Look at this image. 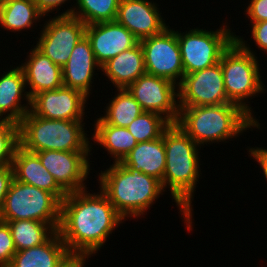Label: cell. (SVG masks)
<instances>
[{
    "mask_svg": "<svg viewBox=\"0 0 267 267\" xmlns=\"http://www.w3.org/2000/svg\"><path fill=\"white\" fill-rule=\"evenodd\" d=\"M86 189L68 193L61 201L58 232L72 256L91 257L124 220L106 195Z\"/></svg>",
    "mask_w": 267,
    "mask_h": 267,
    "instance_id": "cell-1",
    "label": "cell"
},
{
    "mask_svg": "<svg viewBox=\"0 0 267 267\" xmlns=\"http://www.w3.org/2000/svg\"><path fill=\"white\" fill-rule=\"evenodd\" d=\"M165 146V172L163 189L170 188L187 230H192V197L199 178L198 146L177 124L163 132ZM168 185V186H167ZM193 193V194H192Z\"/></svg>",
    "mask_w": 267,
    "mask_h": 267,
    "instance_id": "cell-2",
    "label": "cell"
},
{
    "mask_svg": "<svg viewBox=\"0 0 267 267\" xmlns=\"http://www.w3.org/2000/svg\"><path fill=\"white\" fill-rule=\"evenodd\" d=\"M176 124L201 148L236 137L247 128L260 127L244 109L234 103L179 107Z\"/></svg>",
    "mask_w": 267,
    "mask_h": 267,
    "instance_id": "cell-3",
    "label": "cell"
},
{
    "mask_svg": "<svg viewBox=\"0 0 267 267\" xmlns=\"http://www.w3.org/2000/svg\"><path fill=\"white\" fill-rule=\"evenodd\" d=\"M113 163L98 177L101 191L123 219L144 215L154 200L165 191L161 181L132 171L120 162Z\"/></svg>",
    "mask_w": 267,
    "mask_h": 267,
    "instance_id": "cell-4",
    "label": "cell"
},
{
    "mask_svg": "<svg viewBox=\"0 0 267 267\" xmlns=\"http://www.w3.org/2000/svg\"><path fill=\"white\" fill-rule=\"evenodd\" d=\"M83 120L46 119L29 111L19 123V145L30 152L91 151Z\"/></svg>",
    "mask_w": 267,
    "mask_h": 267,
    "instance_id": "cell-5",
    "label": "cell"
},
{
    "mask_svg": "<svg viewBox=\"0 0 267 267\" xmlns=\"http://www.w3.org/2000/svg\"><path fill=\"white\" fill-rule=\"evenodd\" d=\"M234 38L220 58L225 92L231 103L239 105L254 119L251 107L243 101L265 90L260 79L259 64L245 41L236 35Z\"/></svg>",
    "mask_w": 267,
    "mask_h": 267,
    "instance_id": "cell-6",
    "label": "cell"
},
{
    "mask_svg": "<svg viewBox=\"0 0 267 267\" xmlns=\"http://www.w3.org/2000/svg\"><path fill=\"white\" fill-rule=\"evenodd\" d=\"M60 211L61 202L52 193L13 179L0 211V220H36L60 225Z\"/></svg>",
    "mask_w": 267,
    "mask_h": 267,
    "instance_id": "cell-7",
    "label": "cell"
},
{
    "mask_svg": "<svg viewBox=\"0 0 267 267\" xmlns=\"http://www.w3.org/2000/svg\"><path fill=\"white\" fill-rule=\"evenodd\" d=\"M222 27L216 31L195 28L186 34L177 31L184 75L220 62L223 52L235 40L227 25Z\"/></svg>",
    "mask_w": 267,
    "mask_h": 267,
    "instance_id": "cell-8",
    "label": "cell"
},
{
    "mask_svg": "<svg viewBox=\"0 0 267 267\" xmlns=\"http://www.w3.org/2000/svg\"><path fill=\"white\" fill-rule=\"evenodd\" d=\"M139 43L144 54L146 73L165 78L179 86L184 70L177 31L167 27L162 33L141 39ZM177 78H180L179 82H176Z\"/></svg>",
    "mask_w": 267,
    "mask_h": 267,
    "instance_id": "cell-9",
    "label": "cell"
},
{
    "mask_svg": "<svg viewBox=\"0 0 267 267\" xmlns=\"http://www.w3.org/2000/svg\"><path fill=\"white\" fill-rule=\"evenodd\" d=\"M45 24L35 47L63 67L75 45L85 36L86 24L72 15H57Z\"/></svg>",
    "mask_w": 267,
    "mask_h": 267,
    "instance_id": "cell-10",
    "label": "cell"
},
{
    "mask_svg": "<svg viewBox=\"0 0 267 267\" xmlns=\"http://www.w3.org/2000/svg\"><path fill=\"white\" fill-rule=\"evenodd\" d=\"M126 89L140 104L143 111L158 113L171 124H176L180 110L179 100L175 99L179 98L177 84L145 73Z\"/></svg>",
    "mask_w": 267,
    "mask_h": 267,
    "instance_id": "cell-11",
    "label": "cell"
},
{
    "mask_svg": "<svg viewBox=\"0 0 267 267\" xmlns=\"http://www.w3.org/2000/svg\"><path fill=\"white\" fill-rule=\"evenodd\" d=\"M179 107L231 103L225 92L220 62L203 70L186 74L178 86Z\"/></svg>",
    "mask_w": 267,
    "mask_h": 267,
    "instance_id": "cell-12",
    "label": "cell"
},
{
    "mask_svg": "<svg viewBox=\"0 0 267 267\" xmlns=\"http://www.w3.org/2000/svg\"><path fill=\"white\" fill-rule=\"evenodd\" d=\"M35 153L67 194L86 189L83 182L90 171L87 157L90 151L46 150Z\"/></svg>",
    "mask_w": 267,
    "mask_h": 267,
    "instance_id": "cell-13",
    "label": "cell"
},
{
    "mask_svg": "<svg viewBox=\"0 0 267 267\" xmlns=\"http://www.w3.org/2000/svg\"><path fill=\"white\" fill-rule=\"evenodd\" d=\"M88 96L83 92L62 86L42 91L31 98L30 111L39 117L60 120H82Z\"/></svg>",
    "mask_w": 267,
    "mask_h": 267,
    "instance_id": "cell-14",
    "label": "cell"
},
{
    "mask_svg": "<svg viewBox=\"0 0 267 267\" xmlns=\"http://www.w3.org/2000/svg\"><path fill=\"white\" fill-rule=\"evenodd\" d=\"M85 36L100 66L140 41L116 20L86 25Z\"/></svg>",
    "mask_w": 267,
    "mask_h": 267,
    "instance_id": "cell-15",
    "label": "cell"
},
{
    "mask_svg": "<svg viewBox=\"0 0 267 267\" xmlns=\"http://www.w3.org/2000/svg\"><path fill=\"white\" fill-rule=\"evenodd\" d=\"M116 21L139 40L162 33L169 27L157 5L148 0H120Z\"/></svg>",
    "mask_w": 267,
    "mask_h": 267,
    "instance_id": "cell-16",
    "label": "cell"
},
{
    "mask_svg": "<svg viewBox=\"0 0 267 267\" xmlns=\"http://www.w3.org/2000/svg\"><path fill=\"white\" fill-rule=\"evenodd\" d=\"M12 167L14 179L52 193L60 202L67 193L57 184L53 175L42 165L38 155L17 146Z\"/></svg>",
    "mask_w": 267,
    "mask_h": 267,
    "instance_id": "cell-17",
    "label": "cell"
},
{
    "mask_svg": "<svg viewBox=\"0 0 267 267\" xmlns=\"http://www.w3.org/2000/svg\"><path fill=\"white\" fill-rule=\"evenodd\" d=\"M97 63L90 41L84 36L74 47L67 63L62 67L63 86L74 88L89 96Z\"/></svg>",
    "mask_w": 267,
    "mask_h": 267,
    "instance_id": "cell-18",
    "label": "cell"
},
{
    "mask_svg": "<svg viewBox=\"0 0 267 267\" xmlns=\"http://www.w3.org/2000/svg\"><path fill=\"white\" fill-rule=\"evenodd\" d=\"M25 75L18 66L0 76V120L11 121L19 124L22 118L30 111L31 98L26 91ZM25 97H24V96ZM27 99V104L21 105V98ZM7 112V115L3 117ZM10 112V113H9Z\"/></svg>",
    "mask_w": 267,
    "mask_h": 267,
    "instance_id": "cell-19",
    "label": "cell"
},
{
    "mask_svg": "<svg viewBox=\"0 0 267 267\" xmlns=\"http://www.w3.org/2000/svg\"><path fill=\"white\" fill-rule=\"evenodd\" d=\"M28 61L20 67L25 75L26 85L31 88L30 98L47 90H54L63 86L62 67L40 52L36 47L31 49Z\"/></svg>",
    "mask_w": 267,
    "mask_h": 267,
    "instance_id": "cell-20",
    "label": "cell"
},
{
    "mask_svg": "<svg viewBox=\"0 0 267 267\" xmlns=\"http://www.w3.org/2000/svg\"><path fill=\"white\" fill-rule=\"evenodd\" d=\"M72 257L57 231L44 244L17 251L9 267H63Z\"/></svg>",
    "mask_w": 267,
    "mask_h": 267,
    "instance_id": "cell-21",
    "label": "cell"
},
{
    "mask_svg": "<svg viewBox=\"0 0 267 267\" xmlns=\"http://www.w3.org/2000/svg\"><path fill=\"white\" fill-rule=\"evenodd\" d=\"M135 172H142L161 181L165 172V146L163 134L155 140L138 143L120 162Z\"/></svg>",
    "mask_w": 267,
    "mask_h": 267,
    "instance_id": "cell-22",
    "label": "cell"
},
{
    "mask_svg": "<svg viewBox=\"0 0 267 267\" xmlns=\"http://www.w3.org/2000/svg\"><path fill=\"white\" fill-rule=\"evenodd\" d=\"M101 70L117 89H126L146 73L140 43L125 50L101 66Z\"/></svg>",
    "mask_w": 267,
    "mask_h": 267,
    "instance_id": "cell-23",
    "label": "cell"
},
{
    "mask_svg": "<svg viewBox=\"0 0 267 267\" xmlns=\"http://www.w3.org/2000/svg\"><path fill=\"white\" fill-rule=\"evenodd\" d=\"M7 222L17 251L39 246L47 242L59 225H49L36 220H16Z\"/></svg>",
    "mask_w": 267,
    "mask_h": 267,
    "instance_id": "cell-24",
    "label": "cell"
},
{
    "mask_svg": "<svg viewBox=\"0 0 267 267\" xmlns=\"http://www.w3.org/2000/svg\"><path fill=\"white\" fill-rule=\"evenodd\" d=\"M93 139L113 155L114 162H121L138 144L126 127L110 124H94Z\"/></svg>",
    "mask_w": 267,
    "mask_h": 267,
    "instance_id": "cell-25",
    "label": "cell"
},
{
    "mask_svg": "<svg viewBox=\"0 0 267 267\" xmlns=\"http://www.w3.org/2000/svg\"><path fill=\"white\" fill-rule=\"evenodd\" d=\"M43 16L33 0H5L0 5V24L13 32L29 29Z\"/></svg>",
    "mask_w": 267,
    "mask_h": 267,
    "instance_id": "cell-26",
    "label": "cell"
},
{
    "mask_svg": "<svg viewBox=\"0 0 267 267\" xmlns=\"http://www.w3.org/2000/svg\"><path fill=\"white\" fill-rule=\"evenodd\" d=\"M117 91V95L108 103L105 115L98 118L96 124L127 127L143 112L140 104L127 89Z\"/></svg>",
    "mask_w": 267,
    "mask_h": 267,
    "instance_id": "cell-27",
    "label": "cell"
},
{
    "mask_svg": "<svg viewBox=\"0 0 267 267\" xmlns=\"http://www.w3.org/2000/svg\"><path fill=\"white\" fill-rule=\"evenodd\" d=\"M77 7L68 9L61 15H72L86 25L115 21L120 0H76ZM77 8V10H76ZM76 10V11H75Z\"/></svg>",
    "mask_w": 267,
    "mask_h": 267,
    "instance_id": "cell-28",
    "label": "cell"
},
{
    "mask_svg": "<svg viewBox=\"0 0 267 267\" xmlns=\"http://www.w3.org/2000/svg\"><path fill=\"white\" fill-rule=\"evenodd\" d=\"M170 125L171 123L162 115L143 111L126 128L140 143L160 138Z\"/></svg>",
    "mask_w": 267,
    "mask_h": 267,
    "instance_id": "cell-29",
    "label": "cell"
},
{
    "mask_svg": "<svg viewBox=\"0 0 267 267\" xmlns=\"http://www.w3.org/2000/svg\"><path fill=\"white\" fill-rule=\"evenodd\" d=\"M19 145V124L0 120V167L12 164Z\"/></svg>",
    "mask_w": 267,
    "mask_h": 267,
    "instance_id": "cell-30",
    "label": "cell"
},
{
    "mask_svg": "<svg viewBox=\"0 0 267 267\" xmlns=\"http://www.w3.org/2000/svg\"><path fill=\"white\" fill-rule=\"evenodd\" d=\"M16 252L10 227L0 220V267H9Z\"/></svg>",
    "mask_w": 267,
    "mask_h": 267,
    "instance_id": "cell-31",
    "label": "cell"
},
{
    "mask_svg": "<svg viewBox=\"0 0 267 267\" xmlns=\"http://www.w3.org/2000/svg\"><path fill=\"white\" fill-rule=\"evenodd\" d=\"M246 14L250 17L251 23L267 21V0H251Z\"/></svg>",
    "mask_w": 267,
    "mask_h": 267,
    "instance_id": "cell-32",
    "label": "cell"
},
{
    "mask_svg": "<svg viewBox=\"0 0 267 267\" xmlns=\"http://www.w3.org/2000/svg\"><path fill=\"white\" fill-rule=\"evenodd\" d=\"M14 179L12 164L0 167V211L3 208L6 194Z\"/></svg>",
    "mask_w": 267,
    "mask_h": 267,
    "instance_id": "cell-33",
    "label": "cell"
},
{
    "mask_svg": "<svg viewBox=\"0 0 267 267\" xmlns=\"http://www.w3.org/2000/svg\"><path fill=\"white\" fill-rule=\"evenodd\" d=\"M252 37L258 48L267 52V21L252 23Z\"/></svg>",
    "mask_w": 267,
    "mask_h": 267,
    "instance_id": "cell-34",
    "label": "cell"
},
{
    "mask_svg": "<svg viewBox=\"0 0 267 267\" xmlns=\"http://www.w3.org/2000/svg\"><path fill=\"white\" fill-rule=\"evenodd\" d=\"M67 0H33L39 11L45 16L50 11H53L58 6H61Z\"/></svg>",
    "mask_w": 267,
    "mask_h": 267,
    "instance_id": "cell-35",
    "label": "cell"
},
{
    "mask_svg": "<svg viewBox=\"0 0 267 267\" xmlns=\"http://www.w3.org/2000/svg\"><path fill=\"white\" fill-rule=\"evenodd\" d=\"M249 154L253 156L255 161L260 164L263 173L265 175V178L267 179V149L264 148H250Z\"/></svg>",
    "mask_w": 267,
    "mask_h": 267,
    "instance_id": "cell-36",
    "label": "cell"
},
{
    "mask_svg": "<svg viewBox=\"0 0 267 267\" xmlns=\"http://www.w3.org/2000/svg\"><path fill=\"white\" fill-rule=\"evenodd\" d=\"M86 258L89 257H77L73 256L63 267H85Z\"/></svg>",
    "mask_w": 267,
    "mask_h": 267,
    "instance_id": "cell-37",
    "label": "cell"
}]
</instances>
